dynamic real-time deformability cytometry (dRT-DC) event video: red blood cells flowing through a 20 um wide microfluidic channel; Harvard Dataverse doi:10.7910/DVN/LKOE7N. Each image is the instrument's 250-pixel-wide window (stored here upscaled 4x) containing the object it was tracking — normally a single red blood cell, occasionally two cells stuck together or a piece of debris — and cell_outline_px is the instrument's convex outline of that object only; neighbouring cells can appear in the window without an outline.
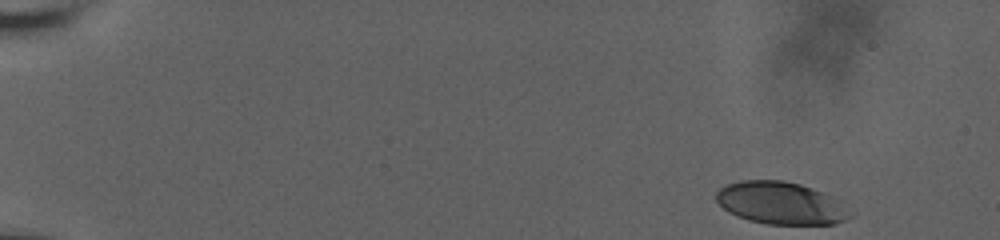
{"species": "human", "species_latin": "Homo sapiens", "temperature_condition": "room temperature", "stored_images_in_passage": 3, "camera_frame_rate_fps": 3000, "um_per_image_px": 0.085, "donor": {"sex": "male"}, "frame": {"image": 1, "passage_image": 1, "time_ms": 0.0, "image_size_px": [1000, 240], "cell_outline_px": [[856, 212], [852, 216], [836, 224], [768, 224], [748, 220], [736, 216], [728, 212], [716, 200], [716, 192], [720, 188], [728, 184], [740, 180], [784, 180], [800, 184], [820, 192], [836, 200]], "centroid_in_image_um": [66.37, 17.27], "position_along_channel_um": 18.6, "area_um2": 33.0}}